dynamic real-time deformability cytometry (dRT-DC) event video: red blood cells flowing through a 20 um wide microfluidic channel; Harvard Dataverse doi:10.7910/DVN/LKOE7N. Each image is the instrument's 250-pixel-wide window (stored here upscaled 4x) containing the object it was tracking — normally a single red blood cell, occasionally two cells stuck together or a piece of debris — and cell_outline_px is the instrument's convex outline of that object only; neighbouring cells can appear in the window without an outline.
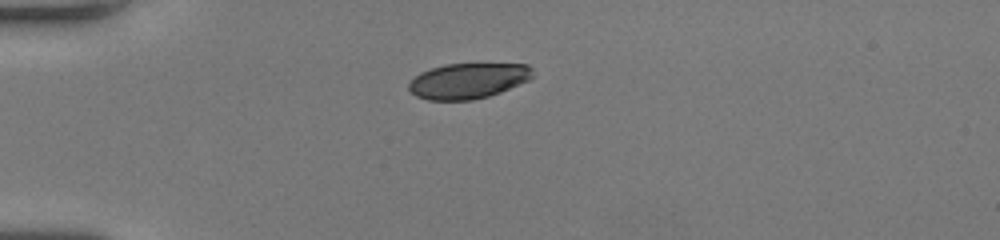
{"species": "human", "species_latin": "Homo sapiens", "temperature_condition": "room temperature", "stored_images_in_passage": 39, "camera_frame_rate_fps": 3000, "um_per_image_px": 0.085, "donor": {"sex": "female"}, "frame": {"image": 1, "passage_image": 1, "time_ms": 0.0, "image_size_px": [1000, 240], "cell_outline_px": [[532, 76], [528, 80], [500, 92], [488, 96], [472, 100], [428, 100], [416, 96], [408, 88], [408, 84], [420, 72], [444, 64], [528, 64], [532, 68]], "centroid_in_image_um": [39.77, 6.87], "position_along_channel_um": 45.2, "area_um2": 25.43}}
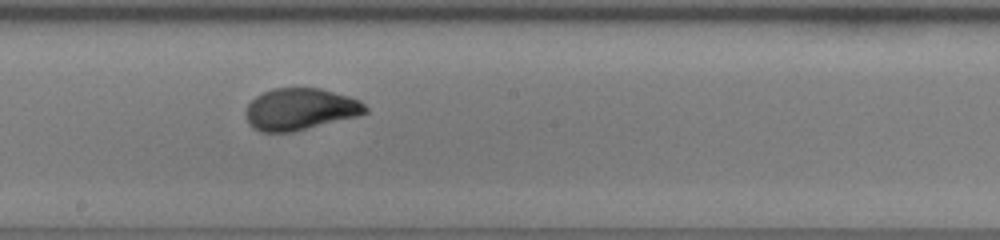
{"frame": {"image": 2, "passage_image": 17, "time_ms": 5.333, "image_size_px": [1000, 240], "cell_outline_px": [[368, 112], [356, 116], [292, 132], [260, 132], [252, 128], [248, 124], [244, 112], [248, 104], [256, 96], [272, 88], [320, 88], [348, 96], [360, 100], [368, 108]], "centroid_in_image_um": [25.48, 9.28], "position_along_channel_um": 222.7, "area_um2": 29.13}}
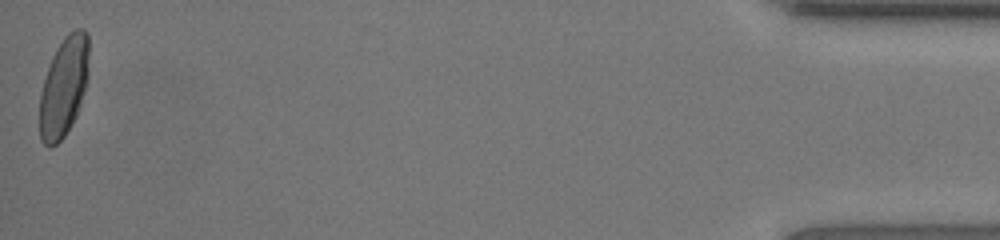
{"frame": {"image": 3, "passage_image": 39, "time_ms": 12.667, "image_size_px": [1000, 240], "cell_outline_px": [[88, 76], [80, 108], [72, 124], [64, 136], [52, 148], [48, 148], [40, 140], [40, 92], [52, 56], [56, 48], [64, 36], [68, 32], [76, 28], [84, 28], [88, 32]], "centroid_in_image_um": [5.43, 7.37], "position_along_channel_um": 429.8, "area_um2": 28.9}, "authors_computed_cell_mechanics": {"area_um2": 28.9578, "velocity_mm_per_s": 4.0156, "shape_relaxation_time_tau1_ms": 3.3623, "shape_relaxation_time_tau2_ms": null, "deformation_change_tau1": 0.1655, "deformation_change_tau2": null}}